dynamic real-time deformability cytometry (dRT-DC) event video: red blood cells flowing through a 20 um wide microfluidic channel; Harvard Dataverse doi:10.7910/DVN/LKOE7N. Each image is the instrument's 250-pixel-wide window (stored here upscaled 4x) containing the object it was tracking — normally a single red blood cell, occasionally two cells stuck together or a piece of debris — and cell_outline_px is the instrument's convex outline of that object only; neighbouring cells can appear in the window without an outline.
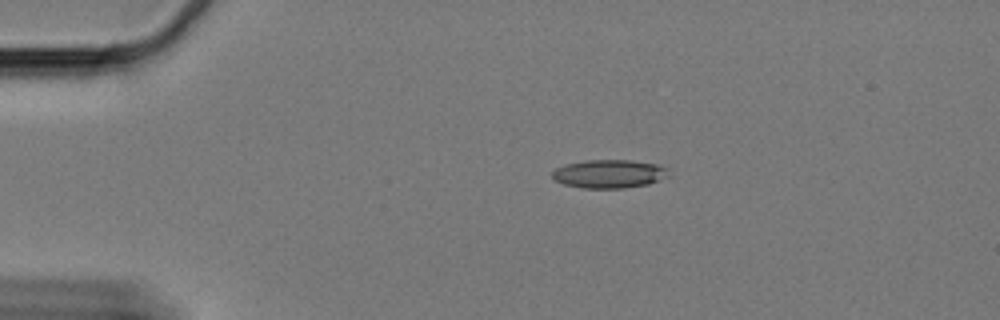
{"species": "Egyptian fruit bat (a non-hibernating species)", "species_latin": "Rousettus aegyptiacus", "temperature_condition": "cold", "stored_images_in_passage": 51, "camera_frame_rate_fps": 3000, "um_per_image_px": 0.085, "animal": {"sex": "female"}, "frame": {"image": 1, "passage_image": 2, "time_ms": 0.333, "image_size_px": [1000, 320], "cell_outline_px": [[672, 176], [648, 184], [624, 188], [580, 188], [564, 184], [556, 180], [552, 176], [552, 172], [556, 168], [568, 164], [584, 160], [628, 160], [656, 164], [668, 168]], "centroid_in_image_um": [51.83, 14.78], "position_along_channel_um": 33.2, "area_um2": 19.36}}
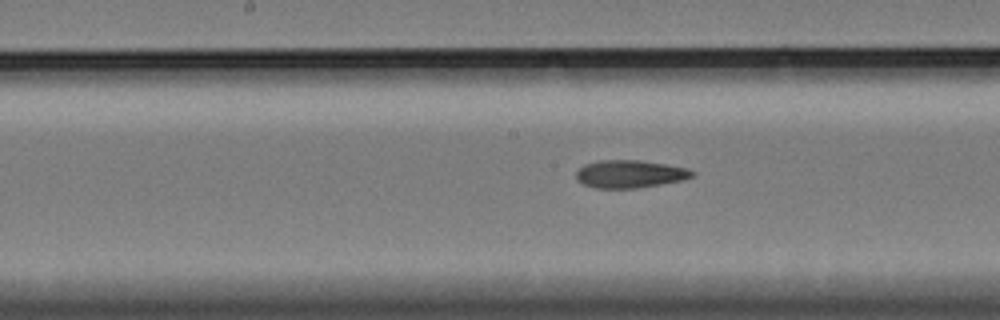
{"frame": {"image": 2, "passage_image": 21, "time_ms": 6.667, "image_size_px": [1000, 320], "cell_outline_px": [[696, 172], [692, 176], [680, 180], [660, 184], [636, 188], [596, 188], [584, 184], [576, 180], [576, 172], [584, 164], [600, 160], [640, 160], [688, 168]], "centroid_in_image_um": [53.51, 14.78], "position_along_channel_um": 194.7, "area_um2": 18.61}}
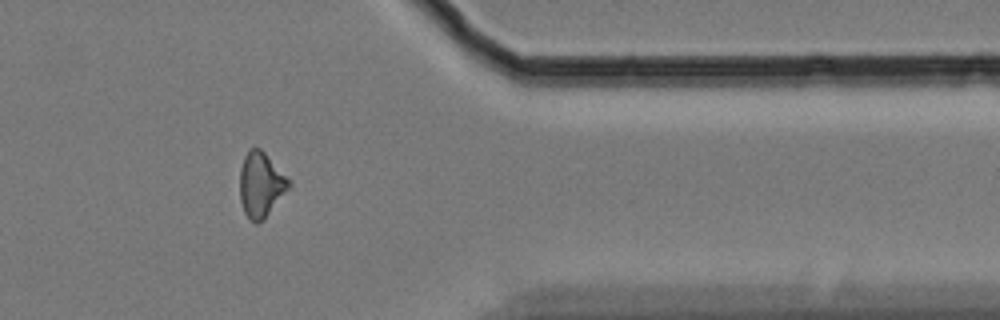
{"frame": {"image": 3, "passage_image": 40, "time_ms": 13.0, "image_size_px": [1000, 320], "cell_outline_px": [[292, 184], [264, 220], [256, 224], [248, 220], [244, 212], [240, 200], [240, 168], [244, 156], [252, 148], [260, 148], [292, 180]], "centroid_in_image_um": [22.19, 15.73], "position_along_channel_um": 389.2, "area_um2": 18.79}, "authors_computed_cell_mechanics": {"area_um2": 18.6116, "velocity_mm_per_s": 3.3019, "shape_relaxation_time_tau1_ms": null, "shape_relaxation_time_tau2_ms": 5.8607, "deformation_change_tau1": null, "deformation_change_tau2": 0.1435}}